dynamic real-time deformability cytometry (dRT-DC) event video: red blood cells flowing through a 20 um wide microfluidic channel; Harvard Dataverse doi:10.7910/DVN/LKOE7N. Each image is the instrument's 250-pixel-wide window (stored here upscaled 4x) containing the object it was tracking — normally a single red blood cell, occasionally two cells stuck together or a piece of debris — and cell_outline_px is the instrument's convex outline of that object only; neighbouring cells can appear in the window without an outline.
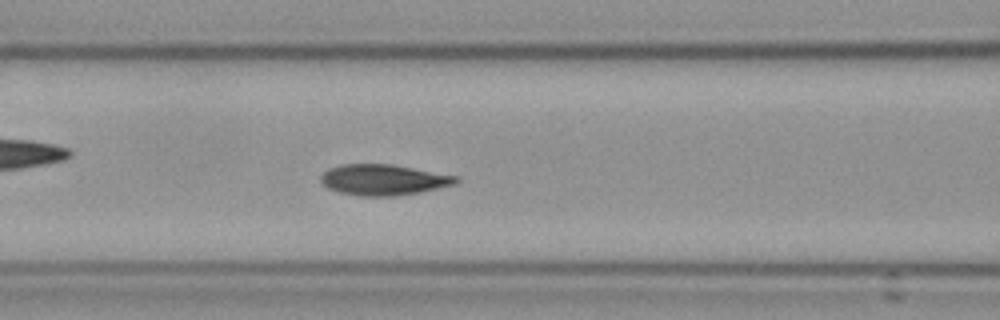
{"species": "Egyptian fruit bat (a non-hibernating species)", "species_latin": "Rousettus aegyptiacus", "temperature_condition": "cold", "stored_images_in_passage": 58, "camera_frame_rate_fps": 3000, "um_per_image_px": 0.085, "frame": {"image": 1, "passage_image": 25, "time_ms": 8.0, "image_size_px": [1000, 320], "cell_outline_px": [[460, 180], [456, 184], [420, 192], [396, 196], [360, 196], [340, 192], [328, 188], [320, 180], [320, 176], [328, 168], [340, 164], [392, 164], [460, 176]], "centroid_in_image_um": [32.62, 15.27], "position_along_channel_um": 134.0, "area_um2": 24.45}}
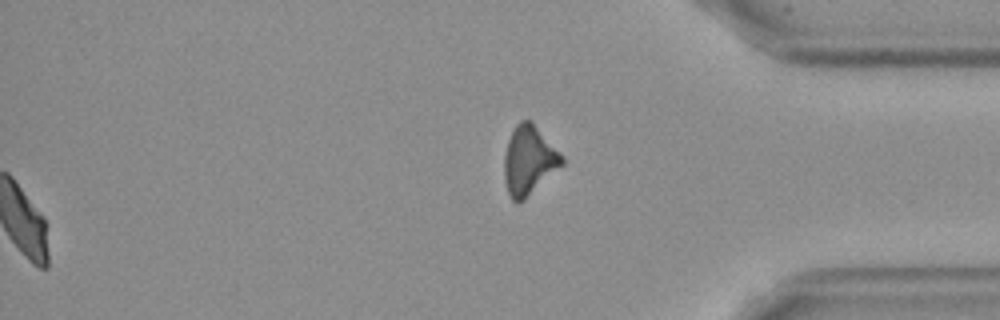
{"frame": {"image": 2, "passage_image": 58, "time_ms": 19.0, "image_size_px": [1000, 320], "cell_outline_px": [[564, 164], [524, 200], [512, 200], [508, 192], [504, 180], [504, 156], [508, 140], [516, 124], [520, 120], [532, 120], [564, 156]], "centroid_in_image_um": [44.98, 13.6], "position_along_channel_um": 390.2, "area_um2": 23.24}, "authors_computed_cell_mechanics": {"area_um2": 23.7269, "velocity_mm_per_s": 3.5623, "shape_relaxation_time_tau1_ms": 4.2477, "shape_relaxation_time_tau2_ms": null, "deformation_change_tau1": 0.1337, "deformation_change_tau2": null}}